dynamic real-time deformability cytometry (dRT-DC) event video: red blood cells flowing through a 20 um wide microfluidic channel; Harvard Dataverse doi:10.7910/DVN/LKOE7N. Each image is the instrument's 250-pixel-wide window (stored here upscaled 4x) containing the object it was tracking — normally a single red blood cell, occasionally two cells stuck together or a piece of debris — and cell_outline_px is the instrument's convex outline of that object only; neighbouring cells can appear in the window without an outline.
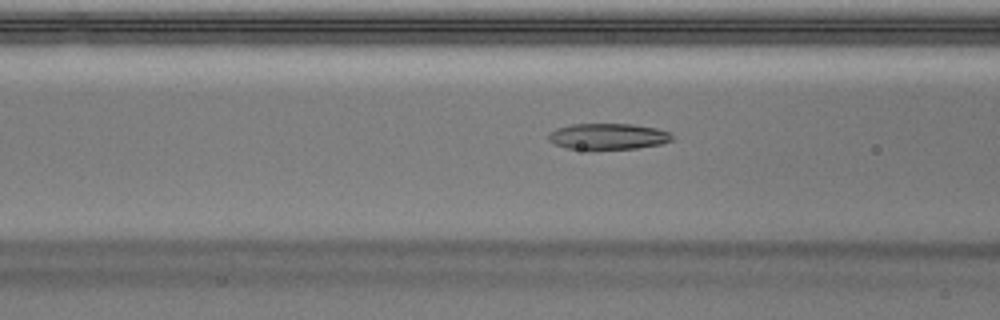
{"species": "Egyptian fruit bat (a non-hibernating species)", "species_latin": "Rousettus aegyptiacus", "temperature_condition": "warm", "stored_images_in_passage": 37, "camera_frame_rate_fps": 3000, "um_per_image_px": 0.085, "animal": {"sex": "male"}, "frame": {"image": 1, "passage_image": 7, "time_ms": 2.0, "image_size_px": [1000, 320], "cell_outline_px": [[672, 140], [660, 144], [636, 148], [588, 152], [568, 148], [556, 144], [548, 140], [548, 132], [556, 128], [572, 124], [632, 124], [656, 128], [672, 132]], "centroid_in_image_um": [51.64, 11.63], "position_along_channel_um": 115.0, "area_um2": 19.48}}
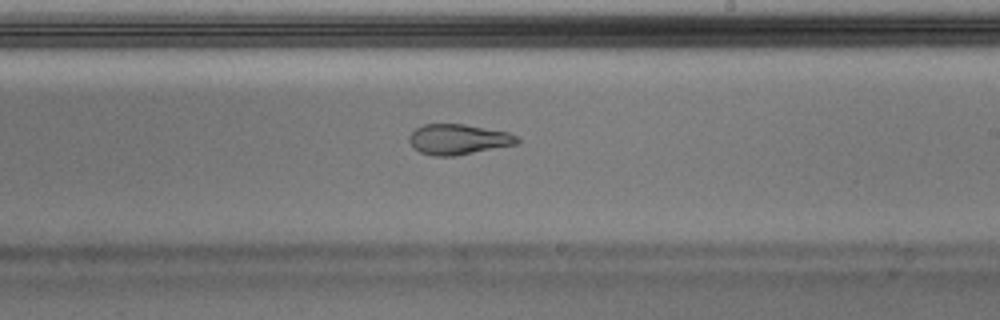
{"frame": {"image": 2, "passage_image": 17, "time_ms": 5.333, "image_size_px": [1000, 320], "cell_outline_px": [[520, 144], [456, 156], [432, 156], [420, 152], [412, 148], [408, 140], [408, 136], [416, 128], [424, 124], [464, 124], [508, 132], [516, 136], [520, 140]], "centroid_in_image_um": [38.95, 11.86], "position_along_channel_um": 250.0, "area_um2": 19.42}}
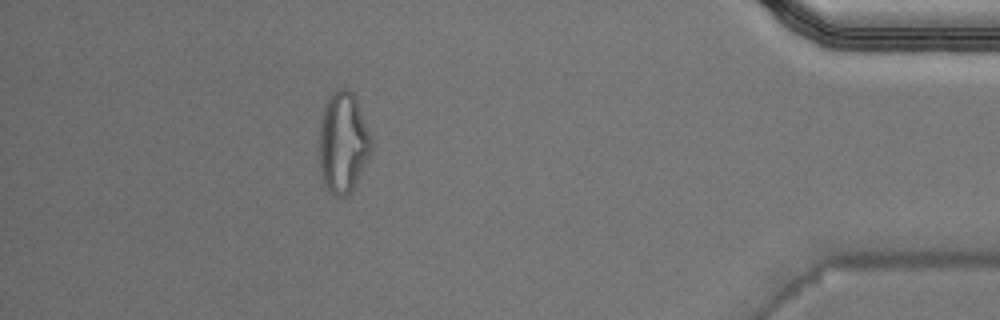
{"frame": {"image": 3, "passage_image": 32, "time_ms": 10.333, "image_size_px": [1000, 320], "cell_outline_px": [[372, 148], [352, 192], [344, 196], [336, 196], [328, 192], [324, 184], [320, 172], [320, 120], [324, 104], [328, 96], [336, 88], [348, 88], [356, 96], [372, 140]], "centroid_in_image_um": [29.15, 12.09], "position_along_channel_um": 406.1, "area_um2": 30.87}, "authors_computed_cell_mechanics": {"area_um2": 19.4786, "velocity_mm_per_s": 4.0492, "shape_relaxation_time_tau1_ms": null, "shape_relaxation_time_tau2_ms": 2.4728, "deformation_change_tau1": null, "deformation_change_tau2": 0.0941}}